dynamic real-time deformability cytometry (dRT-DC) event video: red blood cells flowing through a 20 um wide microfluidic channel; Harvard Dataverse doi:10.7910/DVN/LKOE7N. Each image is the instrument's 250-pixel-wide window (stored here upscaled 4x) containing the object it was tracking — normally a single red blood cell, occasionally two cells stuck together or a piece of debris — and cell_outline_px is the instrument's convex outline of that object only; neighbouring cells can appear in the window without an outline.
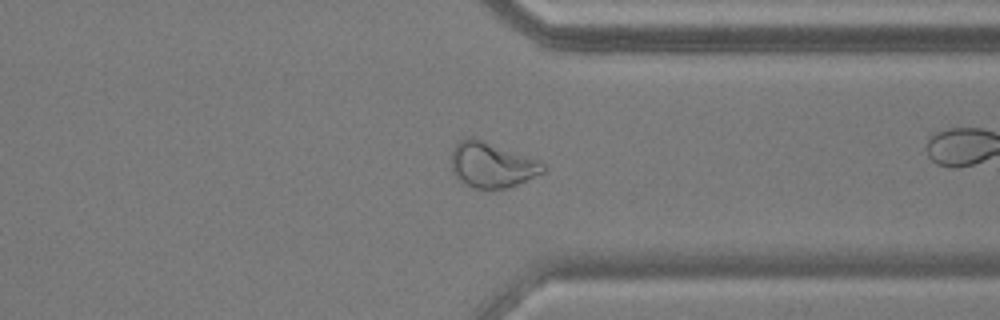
{"species": "common noctule bat (a hibernating species)", "species_latin": "Nyctalus noctula", "temperature_condition": "warm", "stored_images_in_passage": 45, "camera_frame_rate_fps": 3000, "um_per_image_px": 0.085, "animal": {"sex": "male", "body_mass_g": 17.9, "forearm_length_mm": 54.2}, "frame": {"image": 1, "passage_image": 32, "time_ms": 10.333, "image_size_px": [1000, 320], "cell_outline_px": [[544, 172], [508, 188], [472, 188], [464, 184], [452, 172], [452, 152], [456, 144], [464, 136], [472, 136], [536, 160], [544, 164]], "centroid_in_image_um": [41.75, 14.01], "position_along_channel_um": 369.6, "area_um2": 23.87}, "authors_computed_cell_mechanics": {"area_um2": 23.8714, "velocity_mm_per_s": 3.7538, "shape_relaxation_time_tau1_ms": null, "shape_relaxation_time_tau2_ms": 1.8354, "deformation_change_tau1": null, "deformation_change_tau2": 0.0851}}